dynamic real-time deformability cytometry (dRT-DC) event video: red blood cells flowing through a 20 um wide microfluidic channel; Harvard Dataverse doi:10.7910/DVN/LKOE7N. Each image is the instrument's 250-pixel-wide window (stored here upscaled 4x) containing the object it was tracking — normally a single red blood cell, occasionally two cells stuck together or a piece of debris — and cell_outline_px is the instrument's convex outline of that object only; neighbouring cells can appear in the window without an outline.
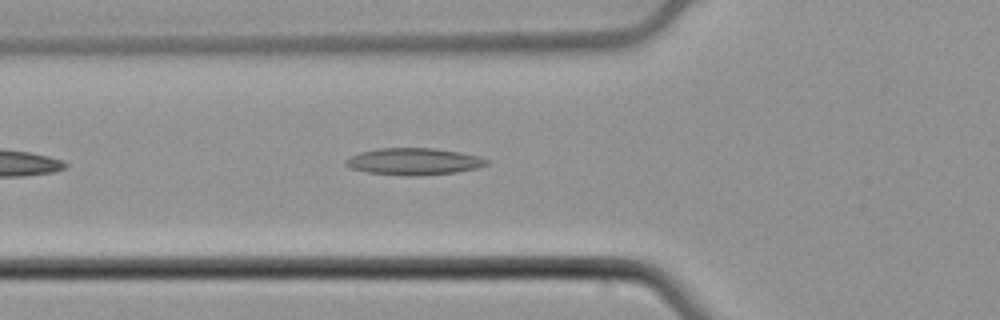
{"species": "common noctule bat (a hibernating species)", "species_latin": "Nyctalus noctula", "temperature_condition": "cold", "stored_images_in_passage": 38, "camera_frame_rate_fps": 3000, "um_per_image_px": 0.085, "animal": {"sex": "male", "body_mass_g": 21.5, "forearm_length_mm": 52.0}, "frame": {"image": 1, "passage_image": 6, "time_ms": 1.667, "image_size_px": [1000, 320], "cell_outline_px": [[488, 164], [476, 168], [456, 172], [416, 176], [404, 176], [368, 172], [348, 168], [344, 164], [344, 160], [360, 152], [380, 148], [436, 148], [480, 156], [488, 160]], "centroid_in_image_um": [35.15, 13.73], "position_along_channel_um": 90.7, "area_um2": 22.08}}
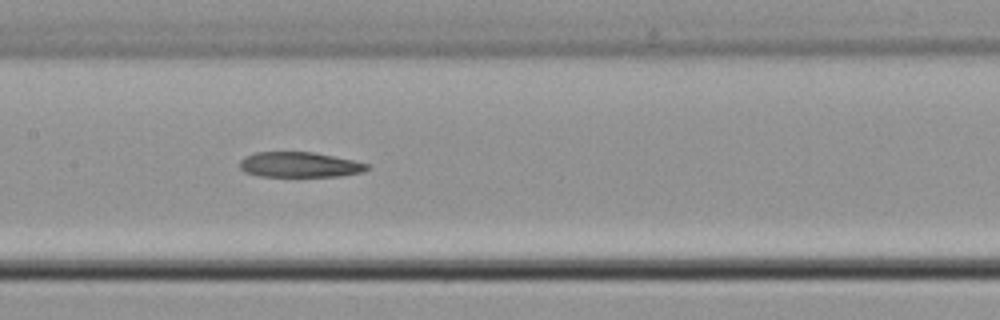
{"frame": {"image": 2, "passage_image": 13, "time_ms": 4.0, "image_size_px": [1000, 320], "cell_outline_px": [[368, 168], [364, 172], [340, 176], [260, 176], [244, 172], [240, 168], [240, 160], [244, 156], [256, 152], [312, 152], [352, 160], [368, 164]], "centroid_in_image_um": [25.43, 14.0], "position_along_channel_um": 182.0, "area_um2": 18.61}}
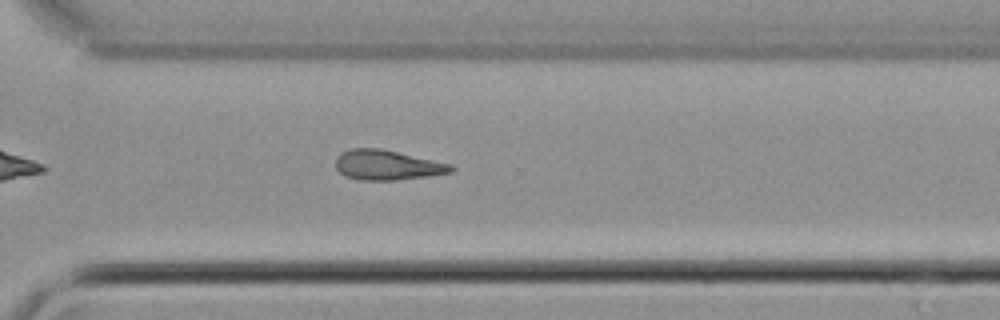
{"frame": {"image": 3, "passage_image": 25, "time_ms": 8.0, "image_size_px": [1000, 320], "cell_outline_px": [[456, 168], [452, 172], [428, 176], [396, 180], [360, 180], [344, 176], [336, 168], [336, 156], [352, 148], [380, 148], [452, 164]], "centroid_in_image_um": [32.92, 14.03], "position_along_channel_um": 337.7, "area_um2": 20.11}}